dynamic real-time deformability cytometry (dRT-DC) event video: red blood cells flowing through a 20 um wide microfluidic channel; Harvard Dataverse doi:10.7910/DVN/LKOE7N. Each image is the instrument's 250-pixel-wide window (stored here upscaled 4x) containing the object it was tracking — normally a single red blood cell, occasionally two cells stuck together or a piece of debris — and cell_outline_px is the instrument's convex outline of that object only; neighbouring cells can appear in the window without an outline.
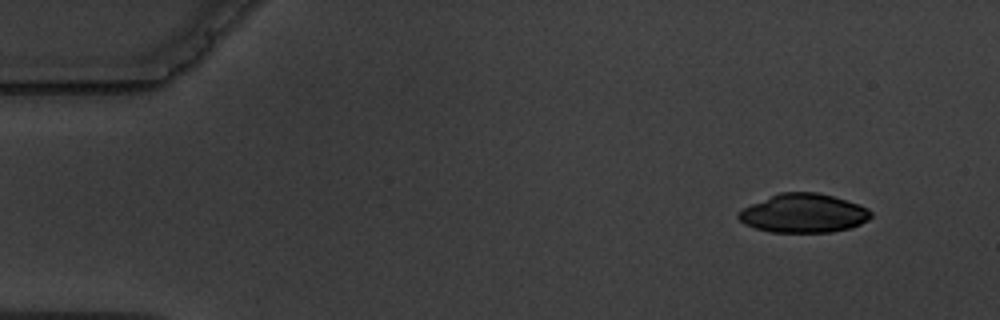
{"species": "common noctule bat (a hibernating species)", "species_latin": "Nyctalus noctula", "temperature_condition": "warm", "stored_images_in_passage": 3, "segment_of_instrument_passage": [2, 2], "camera_frame_rate_fps": 3000, "um_per_image_px": 0.085, "animal": {"sex": "male", "body_mass_g": 19.5, "forearm_length_mm": 54.6}, "frame": {"image": 1, "passage_image": 3, "time_ms": 2.333, "image_size_px": [1000, 320], "cell_outline_px": [[872, 216], [868, 220], [852, 228], [832, 232], [772, 232], [756, 228], [744, 224], [736, 216], [744, 208], [752, 204], [780, 192], [816, 192], [832, 196], [860, 204], [868, 208], [872, 212]], "centroid_in_image_um": [68.35, 18.13], "position_along_channel_um": 16.7, "area_um2": 29.88}}